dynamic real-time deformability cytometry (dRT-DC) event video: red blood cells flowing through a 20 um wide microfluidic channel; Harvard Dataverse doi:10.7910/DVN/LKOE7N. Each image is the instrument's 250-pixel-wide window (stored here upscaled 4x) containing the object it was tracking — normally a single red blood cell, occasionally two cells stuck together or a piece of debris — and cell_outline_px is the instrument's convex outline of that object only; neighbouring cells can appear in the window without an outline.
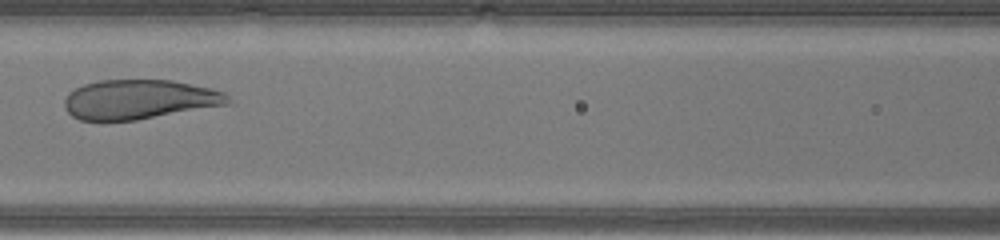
{"species": "human", "species_latin": "Homo sapiens", "temperature_condition": "warm", "stored_images_in_passage": 29, "camera_frame_rate_fps": 3000, "um_per_image_px": 0.085, "donor": {"sex": "male"}, "frame": {"image": 1, "passage_image": 13, "time_ms": 4.0, "image_size_px": [1000, 240], "cell_outline_px": [[232, 104], [136, 120], [80, 120], [72, 116], [64, 108], [64, 100], [68, 92], [84, 84], [100, 80], [172, 80], [208, 88], [224, 92], [228, 96]], "centroid_in_image_um": [11.83, 8.45], "position_along_channel_um": 154.8, "area_um2": 37.63}}
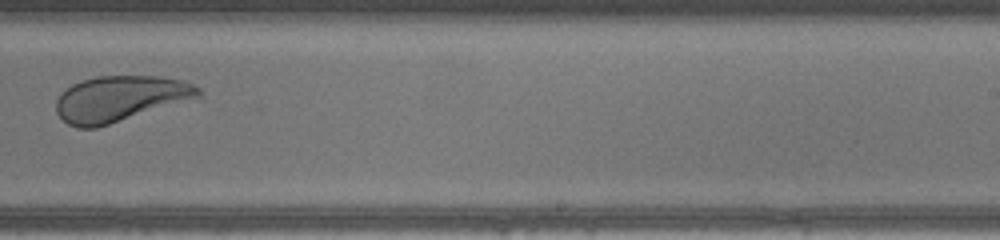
{"frame": {"image": 2, "passage_image": 21, "time_ms": 6.667, "image_size_px": [1000, 240], "cell_outline_px": [[204, 96], [200, 100], [96, 128], [76, 128], [68, 124], [56, 112], [56, 100], [60, 92], [72, 84], [96, 76], [160, 76], [184, 80], [200, 88]], "centroid_in_image_um": [10.33, 8.4], "position_along_channel_um": 278.7, "area_um2": 39.19}}